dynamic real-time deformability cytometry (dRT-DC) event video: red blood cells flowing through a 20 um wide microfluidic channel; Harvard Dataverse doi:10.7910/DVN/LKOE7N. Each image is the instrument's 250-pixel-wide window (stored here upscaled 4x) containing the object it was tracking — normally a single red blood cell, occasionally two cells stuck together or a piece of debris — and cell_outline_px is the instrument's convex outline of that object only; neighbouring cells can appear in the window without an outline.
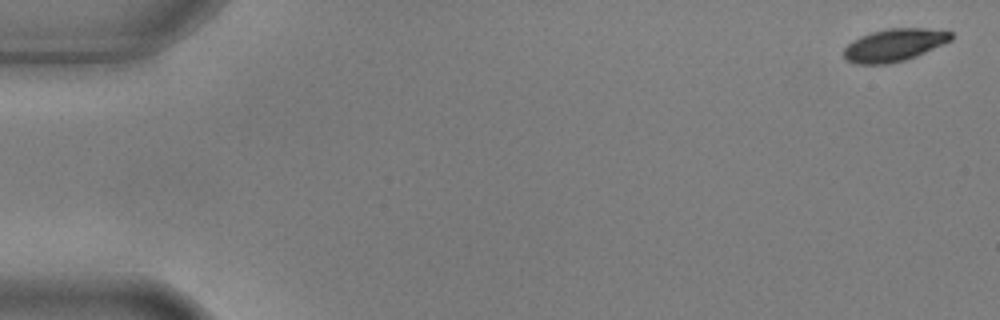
{"species": "common noctule bat (a hibernating species)", "species_latin": "Nyctalus noctula", "temperature_condition": "warm", "stored_images_in_passage": 7, "camera_frame_rate_fps": 3000, "um_per_image_px": 0.085, "animal": {"sex": "male", "body_mass_g": 17.9, "forearm_length_mm": 54.2}, "frame": {"image": 1, "passage_image": 1, "time_ms": 0.0, "image_size_px": [1000, 320], "cell_outline_px": [[952, 40], [916, 56], [904, 60], [888, 64], [856, 64], [844, 60], [844, 48], [852, 40], [860, 36], [872, 32], [888, 28], [924, 28], [952, 32]], "centroid_in_image_um": [75.97, 3.83], "position_along_channel_um": 9.0, "area_um2": 20.35}}
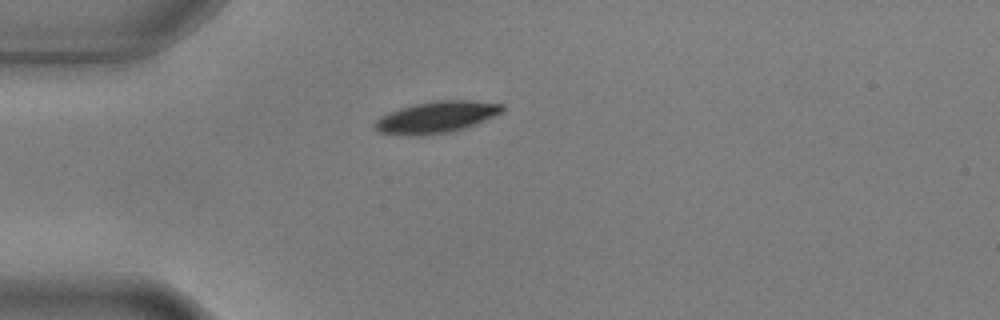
{"frame": {"image": 2, "passage_image": 5, "time_ms": 1.333, "image_size_px": [1000, 320], "cell_outline_px": [[504, 112], [464, 128], [448, 132], [420, 136], [412, 136], [380, 132], [372, 124], [380, 116], [388, 112], [400, 108], [416, 104], [436, 100], [472, 100], [504, 104]], "centroid_in_image_um": [37.1, 9.95], "position_along_channel_um": 47.9, "area_um2": 23.41}}
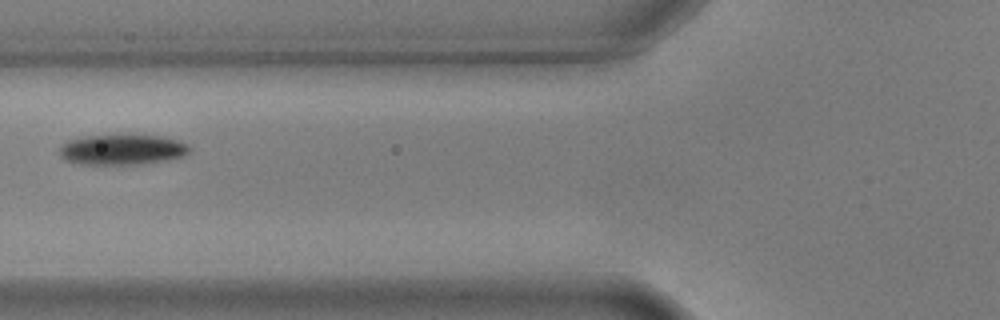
{"frame": {"image": 3, "passage_image": 7, "time_ms": 2.0, "image_size_px": [1000, 320], "cell_outline_px": [[192, 148], [184, 156], [168, 160], [140, 164], [80, 164], [64, 160], [60, 156], [60, 148], [68, 140], [84, 136], [160, 136], [176, 140], [188, 144]], "centroid_in_image_um": [10.39, 12.73], "position_along_channel_um": 115.4, "area_um2": 22.77}}